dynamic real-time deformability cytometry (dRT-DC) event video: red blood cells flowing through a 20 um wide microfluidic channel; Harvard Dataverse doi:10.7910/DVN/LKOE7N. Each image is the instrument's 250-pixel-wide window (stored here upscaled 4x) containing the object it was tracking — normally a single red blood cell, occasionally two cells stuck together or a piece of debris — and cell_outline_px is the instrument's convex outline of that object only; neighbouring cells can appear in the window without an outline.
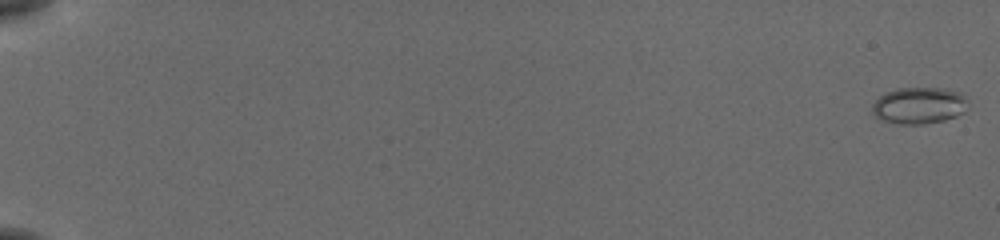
{"species": "common noctule bat (a hibernating species)", "species_latin": "Nyctalus noctula", "temperature_condition": "cold", "stored_images_in_passage": 57, "camera_frame_rate_fps": 3000, "um_per_image_px": 0.085, "animal": {"sex": "female", "body_mass_g": 19.5, "forearm_length_mm": 54.1}, "frame": {"image": 1, "passage_image": 1, "time_ms": 0.0, "image_size_px": [1000, 240], "cell_outline_px": [[968, 100], [964, 112], [956, 116], [944, 120], [920, 124], [900, 124], [884, 120], [876, 116], [872, 112], [872, 104], [884, 92], [896, 88], [944, 88], [960, 92]], "centroid_in_image_um": [78.12, 8.95], "position_along_channel_um": 6.9, "area_um2": 20.4}}
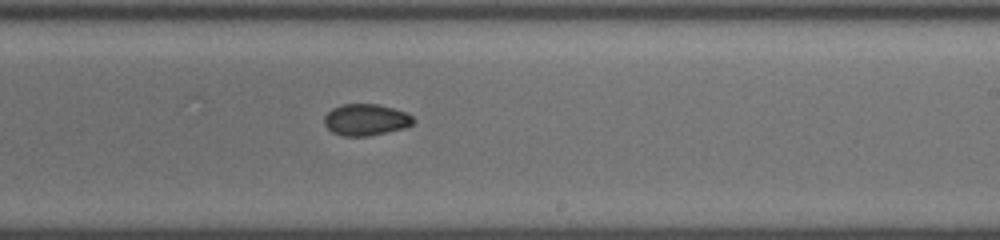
{"frame": {"image": 2, "passage_image": 37, "time_ms": 12.0, "image_size_px": [1000, 240], "cell_outline_px": [[416, 120], [412, 124], [404, 128], [368, 136], [344, 136], [332, 132], [324, 124], [324, 116], [332, 108], [340, 104], [376, 104], [408, 112]], "centroid_in_image_um": [31.1, 10.17], "position_along_channel_um": 257.9, "area_um2": 16.42}}
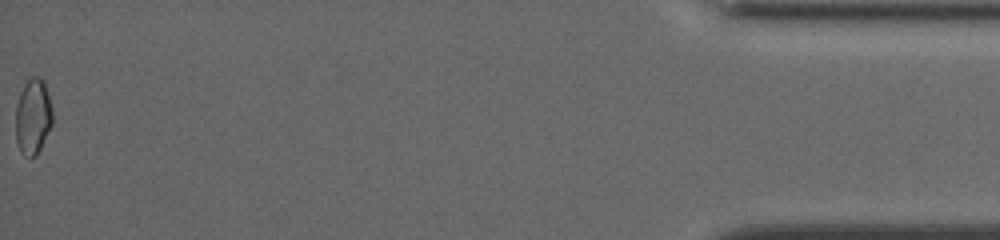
{"frame": {"image": 3, "passage_image": 57, "time_ms": 18.667, "image_size_px": [1000, 240], "cell_outline_px": [[52, 124], [36, 156], [28, 156], [20, 152], [16, 140], [16, 104], [20, 92], [24, 84], [32, 76], [36, 76], [44, 80], [52, 108]], "centroid_in_image_um": [2.8, 9.89], "position_along_channel_um": 432.4, "area_um2": 16.18}, "authors_computed_cell_mechanics": {"area_um2": 16.9932, "velocity_mm_per_s": 3.831, "shape_relaxation_time_tau1_ms": 6.3367, "shape_relaxation_time_tau2_ms": 6.9223, "deformation_change_tau1": 0.0861, "deformation_change_tau2": 0.071}}